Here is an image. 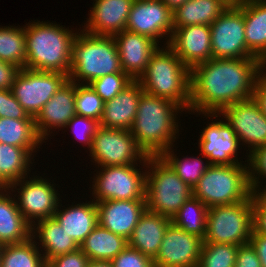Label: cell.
I'll use <instances>...</instances> for the list:
<instances>
[{"mask_svg": "<svg viewBox=\"0 0 266 267\" xmlns=\"http://www.w3.org/2000/svg\"><path fill=\"white\" fill-rule=\"evenodd\" d=\"M262 70L258 58H211L191 69V113H220L236 102L254 98Z\"/></svg>", "mask_w": 266, "mask_h": 267, "instance_id": "1", "label": "cell"}, {"mask_svg": "<svg viewBox=\"0 0 266 267\" xmlns=\"http://www.w3.org/2000/svg\"><path fill=\"white\" fill-rule=\"evenodd\" d=\"M173 101L143 91L131 134L147 156H161L179 134L177 113L184 110Z\"/></svg>", "mask_w": 266, "mask_h": 267, "instance_id": "2", "label": "cell"}, {"mask_svg": "<svg viewBox=\"0 0 266 267\" xmlns=\"http://www.w3.org/2000/svg\"><path fill=\"white\" fill-rule=\"evenodd\" d=\"M28 24L25 25V68L69 75L72 44L77 32L49 21L37 20Z\"/></svg>", "mask_w": 266, "mask_h": 267, "instance_id": "3", "label": "cell"}, {"mask_svg": "<svg viewBox=\"0 0 266 267\" xmlns=\"http://www.w3.org/2000/svg\"><path fill=\"white\" fill-rule=\"evenodd\" d=\"M138 81L145 92L173 101L190 112L191 70L168 45L158 47L151 55Z\"/></svg>", "mask_w": 266, "mask_h": 267, "instance_id": "4", "label": "cell"}, {"mask_svg": "<svg viewBox=\"0 0 266 267\" xmlns=\"http://www.w3.org/2000/svg\"><path fill=\"white\" fill-rule=\"evenodd\" d=\"M77 31L71 52V82L90 84L104 75L123 72L113 36H97Z\"/></svg>", "mask_w": 266, "mask_h": 267, "instance_id": "5", "label": "cell"}, {"mask_svg": "<svg viewBox=\"0 0 266 267\" xmlns=\"http://www.w3.org/2000/svg\"><path fill=\"white\" fill-rule=\"evenodd\" d=\"M145 168L146 210L172 219L193 196V188L179 178L162 156H148Z\"/></svg>", "mask_w": 266, "mask_h": 267, "instance_id": "6", "label": "cell"}, {"mask_svg": "<svg viewBox=\"0 0 266 267\" xmlns=\"http://www.w3.org/2000/svg\"><path fill=\"white\" fill-rule=\"evenodd\" d=\"M252 193L248 163L210 165L193 188V196L208 208L244 201Z\"/></svg>", "mask_w": 266, "mask_h": 267, "instance_id": "7", "label": "cell"}, {"mask_svg": "<svg viewBox=\"0 0 266 267\" xmlns=\"http://www.w3.org/2000/svg\"><path fill=\"white\" fill-rule=\"evenodd\" d=\"M253 230L251 194L238 203L209 207L203 242L242 246L249 243Z\"/></svg>", "mask_w": 266, "mask_h": 267, "instance_id": "8", "label": "cell"}, {"mask_svg": "<svg viewBox=\"0 0 266 267\" xmlns=\"http://www.w3.org/2000/svg\"><path fill=\"white\" fill-rule=\"evenodd\" d=\"M90 157L102 166L147 165V155L138 146L131 131L98 126L92 138ZM139 160V161H138ZM142 163V164H141Z\"/></svg>", "mask_w": 266, "mask_h": 267, "instance_id": "9", "label": "cell"}, {"mask_svg": "<svg viewBox=\"0 0 266 267\" xmlns=\"http://www.w3.org/2000/svg\"><path fill=\"white\" fill-rule=\"evenodd\" d=\"M137 166H102L93 178L92 200H145L146 169Z\"/></svg>", "mask_w": 266, "mask_h": 267, "instance_id": "10", "label": "cell"}, {"mask_svg": "<svg viewBox=\"0 0 266 267\" xmlns=\"http://www.w3.org/2000/svg\"><path fill=\"white\" fill-rule=\"evenodd\" d=\"M68 79V75L60 72L22 68L16 75L11 90L28 115L35 119Z\"/></svg>", "mask_w": 266, "mask_h": 267, "instance_id": "11", "label": "cell"}, {"mask_svg": "<svg viewBox=\"0 0 266 267\" xmlns=\"http://www.w3.org/2000/svg\"><path fill=\"white\" fill-rule=\"evenodd\" d=\"M210 30L212 58H256L246 46L244 4L227 7Z\"/></svg>", "mask_w": 266, "mask_h": 267, "instance_id": "12", "label": "cell"}, {"mask_svg": "<svg viewBox=\"0 0 266 267\" xmlns=\"http://www.w3.org/2000/svg\"><path fill=\"white\" fill-rule=\"evenodd\" d=\"M26 178L28 179V177H24L19 181L11 183L7 188L15 193V190H18L17 206L26 222L33 227L35 223L41 220L52 218L59 202L62 200L57 196L60 194L56 191V186L53 183L51 184L46 178L41 176H34L29 178V180ZM17 186L20 188H17Z\"/></svg>", "mask_w": 266, "mask_h": 267, "instance_id": "13", "label": "cell"}, {"mask_svg": "<svg viewBox=\"0 0 266 267\" xmlns=\"http://www.w3.org/2000/svg\"><path fill=\"white\" fill-rule=\"evenodd\" d=\"M204 115L208 118L209 116L218 118L222 115L231 125L239 142L242 141L244 145L250 147L249 154L266 145V116L254 98L229 105L220 113H204Z\"/></svg>", "mask_w": 266, "mask_h": 267, "instance_id": "14", "label": "cell"}, {"mask_svg": "<svg viewBox=\"0 0 266 267\" xmlns=\"http://www.w3.org/2000/svg\"><path fill=\"white\" fill-rule=\"evenodd\" d=\"M126 30L150 37L157 44L162 37H169V45L174 31L173 13L161 0H134Z\"/></svg>", "mask_w": 266, "mask_h": 267, "instance_id": "15", "label": "cell"}, {"mask_svg": "<svg viewBox=\"0 0 266 267\" xmlns=\"http://www.w3.org/2000/svg\"><path fill=\"white\" fill-rule=\"evenodd\" d=\"M203 239L190 234L172 222L164 233L154 267H197Z\"/></svg>", "mask_w": 266, "mask_h": 267, "instance_id": "16", "label": "cell"}, {"mask_svg": "<svg viewBox=\"0 0 266 267\" xmlns=\"http://www.w3.org/2000/svg\"><path fill=\"white\" fill-rule=\"evenodd\" d=\"M200 133L198 148L211 165L242 164L236 157L241 144L227 121H212Z\"/></svg>", "mask_w": 266, "mask_h": 267, "instance_id": "17", "label": "cell"}, {"mask_svg": "<svg viewBox=\"0 0 266 267\" xmlns=\"http://www.w3.org/2000/svg\"><path fill=\"white\" fill-rule=\"evenodd\" d=\"M191 70L209 61L211 53V30L209 25H189L173 31L168 45Z\"/></svg>", "mask_w": 266, "mask_h": 267, "instance_id": "18", "label": "cell"}, {"mask_svg": "<svg viewBox=\"0 0 266 267\" xmlns=\"http://www.w3.org/2000/svg\"><path fill=\"white\" fill-rule=\"evenodd\" d=\"M75 94L76 83L68 79L35 117L36 131L43 141L53 133L52 128L64 129L76 115Z\"/></svg>", "mask_w": 266, "mask_h": 267, "instance_id": "19", "label": "cell"}, {"mask_svg": "<svg viewBox=\"0 0 266 267\" xmlns=\"http://www.w3.org/2000/svg\"><path fill=\"white\" fill-rule=\"evenodd\" d=\"M96 206L98 224L128 240L146 210V200H106Z\"/></svg>", "mask_w": 266, "mask_h": 267, "instance_id": "20", "label": "cell"}, {"mask_svg": "<svg viewBox=\"0 0 266 267\" xmlns=\"http://www.w3.org/2000/svg\"><path fill=\"white\" fill-rule=\"evenodd\" d=\"M123 72L138 80L146 71L151 55L160 47L150 37L123 30L113 36Z\"/></svg>", "mask_w": 266, "mask_h": 267, "instance_id": "21", "label": "cell"}, {"mask_svg": "<svg viewBox=\"0 0 266 267\" xmlns=\"http://www.w3.org/2000/svg\"><path fill=\"white\" fill-rule=\"evenodd\" d=\"M134 0H95L83 31L97 36H115L126 29Z\"/></svg>", "mask_w": 266, "mask_h": 267, "instance_id": "22", "label": "cell"}, {"mask_svg": "<svg viewBox=\"0 0 266 267\" xmlns=\"http://www.w3.org/2000/svg\"><path fill=\"white\" fill-rule=\"evenodd\" d=\"M143 91L140 82L133 80L113 99L105 102L99 126L130 131Z\"/></svg>", "mask_w": 266, "mask_h": 267, "instance_id": "23", "label": "cell"}, {"mask_svg": "<svg viewBox=\"0 0 266 267\" xmlns=\"http://www.w3.org/2000/svg\"><path fill=\"white\" fill-rule=\"evenodd\" d=\"M170 223L171 218L145 210L128 239V245L153 260Z\"/></svg>", "mask_w": 266, "mask_h": 267, "instance_id": "24", "label": "cell"}, {"mask_svg": "<svg viewBox=\"0 0 266 267\" xmlns=\"http://www.w3.org/2000/svg\"><path fill=\"white\" fill-rule=\"evenodd\" d=\"M59 202L54 218L65 232L80 245L98 225V210L94 200L71 205L61 210ZM60 207V208H59Z\"/></svg>", "mask_w": 266, "mask_h": 267, "instance_id": "25", "label": "cell"}, {"mask_svg": "<svg viewBox=\"0 0 266 267\" xmlns=\"http://www.w3.org/2000/svg\"><path fill=\"white\" fill-rule=\"evenodd\" d=\"M10 189L0 187V245L17 244L27 241L32 227L21 214Z\"/></svg>", "mask_w": 266, "mask_h": 267, "instance_id": "26", "label": "cell"}, {"mask_svg": "<svg viewBox=\"0 0 266 267\" xmlns=\"http://www.w3.org/2000/svg\"><path fill=\"white\" fill-rule=\"evenodd\" d=\"M31 234V237L40 241V244L39 242L37 243L38 246L41 245L42 247L38 248H42L40 251L45 262L55 256L66 254L79 248L77 242L65 232L54 217L37 222V224L33 225Z\"/></svg>", "mask_w": 266, "mask_h": 267, "instance_id": "27", "label": "cell"}, {"mask_svg": "<svg viewBox=\"0 0 266 267\" xmlns=\"http://www.w3.org/2000/svg\"><path fill=\"white\" fill-rule=\"evenodd\" d=\"M246 46L261 62L266 59V1L244 3Z\"/></svg>", "mask_w": 266, "mask_h": 267, "instance_id": "28", "label": "cell"}, {"mask_svg": "<svg viewBox=\"0 0 266 267\" xmlns=\"http://www.w3.org/2000/svg\"><path fill=\"white\" fill-rule=\"evenodd\" d=\"M127 246V239L98 224L79 245V248L89 260L112 261Z\"/></svg>", "mask_w": 266, "mask_h": 267, "instance_id": "29", "label": "cell"}, {"mask_svg": "<svg viewBox=\"0 0 266 267\" xmlns=\"http://www.w3.org/2000/svg\"><path fill=\"white\" fill-rule=\"evenodd\" d=\"M221 0H188L173 13L174 30L189 25H209L227 8Z\"/></svg>", "mask_w": 266, "mask_h": 267, "instance_id": "30", "label": "cell"}, {"mask_svg": "<svg viewBox=\"0 0 266 267\" xmlns=\"http://www.w3.org/2000/svg\"><path fill=\"white\" fill-rule=\"evenodd\" d=\"M32 155L29 149L0 143V187L28 177Z\"/></svg>", "mask_w": 266, "mask_h": 267, "instance_id": "31", "label": "cell"}, {"mask_svg": "<svg viewBox=\"0 0 266 267\" xmlns=\"http://www.w3.org/2000/svg\"><path fill=\"white\" fill-rule=\"evenodd\" d=\"M44 142L36 131L35 120L0 118V143L29 149L34 153Z\"/></svg>", "mask_w": 266, "mask_h": 267, "instance_id": "32", "label": "cell"}, {"mask_svg": "<svg viewBox=\"0 0 266 267\" xmlns=\"http://www.w3.org/2000/svg\"><path fill=\"white\" fill-rule=\"evenodd\" d=\"M45 263L33 237L22 243L2 246L0 267H42Z\"/></svg>", "mask_w": 266, "mask_h": 267, "instance_id": "33", "label": "cell"}, {"mask_svg": "<svg viewBox=\"0 0 266 267\" xmlns=\"http://www.w3.org/2000/svg\"><path fill=\"white\" fill-rule=\"evenodd\" d=\"M208 209L204 203L192 196L180 207L171 222L182 230L204 239Z\"/></svg>", "mask_w": 266, "mask_h": 267, "instance_id": "34", "label": "cell"}, {"mask_svg": "<svg viewBox=\"0 0 266 267\" xmlns=\"http://www.w3.org/2000/svg\"><path fill=\"white\" fill-rule=\"evenodd\" d=\"M0 60L25 68V26L0 27Z\"/></svg>", "mask_w": 266, "mask_h": 267, "instance_id": "35", "label": "cell"}, {"mask_svg": "<svg viewBox=\"0 0 266 267\" xmlns=\"http://www.w3.org/2000/svg\"><path fill=\"white\" fill-rule=\"evenodd\" d=\"M172 148L167 149L161 156L170 164L183 182L194 188L211 164L207 160L206 163L203 162L201 157L192 156L179 159Z\"/></svg>", "mask_w": 266, "mask_h": 267, "instance_id": "36", "label": "cell"}, {"mask_svg": "<svg viewBox=\"0 0 266 267\" xmlns=\"http://www.w3.org/2000/svg\"><path fill=\"white\" fill-rule=\"evenodd\" d=\"M237 245L203 242L197 267H235Z\"/></svg>", "mask_w": 266, "mask_h": 267, "instance_id": "37", "label": "cell"}, {"mask_svg": "<svg viewBox=\"0 0 266 267\" xmlns=\"http://www.w3.org/2000/svg\"><path fill=\"white\" fill-rule=\"evenodd\" d=\"M104 103L90 84L76 83L75 108L77 115L94 119L99 123Z\"/></svg>", "mask_w": 266, "mask_h": 267, "instance_id": "38", "label": "cell"}, {"mask_svg": "<svg viewBox=\"0 0 266 267\" xmlns=\"http://www.w3.org/2000/svg\"><path fill=\"white\" fill-rule=\"evenodd\" d=\"M133 79L124 72L104 75L90 83L97 95L107 102L118 95Z\"/></svg>", "mask_w": 266, "mask_h": 267, "instance_id": "39", "label": "cell"}, {"mask_svg": "<svg viewBox=\"0 0 266 267\" xmlns=\"http://www.w3.org/2000/svg\"><path fill=\"white\" fill-rule=\"evenodd\" d=\"M247 163H248V173H249V184L252 192H263V190L266 189V185L265 187L263 186L264 189H262L261 191L260 188L261 185H259L260 184L259 180H262L263 177L264 180L266 178V145L261 146L255 149L253 152H251L248 155ZM261 177L262 179H260Z\"/></svg>", "mask_w": 266, "mask_h": 267, "instance_id": "40", "label": "cell"}, {"mask_svg": "<svg viewBox=\"0 0 266 267\" xmlns=\"http://www.w3.org/2000/svg\"><path fill=\"white\" fill-rule=\"evenodd\" d=\"M0 118L34 120L19 104L11 89H0Z\"/></svg>", "mask_w": 266, "mask_h": 267, "instance_id": "41", "label": "cell"}, {"mask_svg": "<svg viewBox=\"0 0 266 267\" xmlns=\"http://www.w3.org/2000/svg\"><path fill=\"white\" fill-rule=\"evenodd\" d=\"M98 126L99 123L94 119L76 114L65 128L71 127L70 129H73L71 131L73 135H75V138L85 144L89 150L91 148L92 138Z\"/></svg>", "mask_w": 266, "mask_h": 267, "instance_id": "42", "label": "cell"}, {"mask_svg": "<svg viewBox=\"0 0 266 267\" xmlns=\"http://www.w3.org/2000/svg\"><path fill=\"white\" fill-rule=\"evenodd\" d=\"M113 267H154L153 260L129 245L112 261Z\"/></svg>", "mask_w": 266, "mask_h": 267, "instance_id": "43", "label": "cell"}, {"mask_svg": "<svg viewBox=\"0 0 266 267\" xmlns=\"http://www.w3.org/2000/svg\"><path fill=\"white\" fill-rule=\"evenodd\" d=\"M254 231L266 236V196L262 192L252 193Z\"/></svg>", "mask_w": 266, "mask_h": 267, "instance_id": "44", "label": "cell"}, {"mask_svg": "<svg viewBox=\"0 0 266 267\" xmlns=\"http://www.w3.org/2000/svg\"><path fill=\"white\" fill-rule=\"evenodd\" d=\"M88 262L87 255L80 248L66 254L55 256L48 261L51 267H86Z\"/></svg>", "mask_w": 266, "mask_h": 267, "instance_id": "45", "label": "cell"}, {"mask_svg": "<svg viewBox=\"0 0 266 267\" xmlns=\"http://www.w3.org/2000/svg\"><path fill=\"white\" fill-rule=\"evenodd\" d=\"M235 267H262L259 257L249 243L238 247Z\"/></svg>", "mask_w": 266, "mask_h": 267, "instance_id": "46", "label": "cell"}, {"mask_svg": "<svg viewBox=\"0 0 266 267\" xmlns=\"http://www.w3.org/2000/svg\"><path fill=\"white\" fill-rule=\"evenodd\" d=\"M19 70L16 65L0 60V89H12Z\"/></svg>", "mask_w": 266, "mask_h": 267, "instance_id": "47", "label": "cell"}, {"mask_svg": "<svg viewBox=\"0 0 266 267\" xmlns=\"http://www.w3.org/2000/svg\"><path fill=\"white\" fill-rule=\"evenodd\" d=\"M254 99L260 104L263 114L266 116V72L262 69L255 81Z\"/></svg>", "mask_w": 266, "mask_h": 267, "instance_id": "48", "label": "cell"}, {"mask_svg": "<svg viewBox=\"0 0 266 267\" xmlns=\"http://www.w3.org/2000/svg\"><path fill=\"white\" fill-rule=\"evenodd\" d=\"M249 244L255 250L259 257L262 267H266V236L261 235L253 230Z\"/></svg>", "mask_w": 266, "mask_h": 267, "instance_id": "49", "label": "cell"}, {"mask_svg": "<svg viewBox=\"0 0 266 267\" xmlns=\"http://www.w3.org/2000/svg\"><path fill=\"white\" fill-rule=\"evenodd\" d=\"M171 11L177 7L182 6L188 0H161Z\"/></svg>", "mask_w": 266, "mask_h": 267, "instance_id": "50", "label": "cell"}, {"mask_svg": "<svg viewBox=\"0 0 266 267\" xmlns=\"http://www.w3.org/2000/svg\"><path fill=\"white\" fill-rule=\"evenodd\" d=\"M86 267H113L111 261H94L89 260Z\"/></svg>", "mask_w": 266, "mask_h": 267, "instance_id": "51", "label": "cell"}, {"mask_svg": "<svg viewBox=\"0 0 266 267\" xmlns=\"http://www.w3.org/2000/svg\"><path fill=\"white\" fill-rule=\"evenodd\" d=\"M228 7H239L248 0H221Z\"/></svg>", "mask_w": 266, "mask_h": 267, "instance_id": "52", "label": "cell"}, {"mask_svg": "<svg viewBox=\"0 0 266 267\" xmlns=\"http://www.w3.org/2000/svg\"><path fill=\"white\" fill-rule=\"evenodd\" d=\"M262 69L266 72V59L262 62Z\"/></svg>", "mask_w": 266, "mask_h": 267, "instance_id": "53", "label": "cell"}, {"mask_svg": "<svg viewBox=\"0 0 266 267\" xmlns=\"http://www.w3.org/2000/svg\"><path fill=\"white\" fill-rule=\"evenodd\" d=\"M42 267H51L48 262H46Z\"/></svg>", "mask_w": 266, "mask_h": 267, "instance_id": "54", "label": "cell"}, {"mask_svg": "<svg viewBox=\"0 0 266 267\" xmlns=\"http://www.w3.org/2000/svg\"><path fill=\"white\" fill-rule=\"evenodd\" d=\"M1 250H2V245H0V259H1Z\"/></svg>", "mask_w": 266, "mask_h": 267, "instance_id": "55", "label": "cell"}, {"mask_svg": "<svg viewBox=\"0 0 266 267\" xmlns=\"http://www.w3.org/2000/svg\"><path fill=\"white\" fill-rule=\"evenodd\" d=\"M265 196H266V189L265 190H263V192H262Z\"/></svg>", "mask_w": 266, "mask_h": 267, "instance_id": "56", "label": "cell"}]
</instances>
